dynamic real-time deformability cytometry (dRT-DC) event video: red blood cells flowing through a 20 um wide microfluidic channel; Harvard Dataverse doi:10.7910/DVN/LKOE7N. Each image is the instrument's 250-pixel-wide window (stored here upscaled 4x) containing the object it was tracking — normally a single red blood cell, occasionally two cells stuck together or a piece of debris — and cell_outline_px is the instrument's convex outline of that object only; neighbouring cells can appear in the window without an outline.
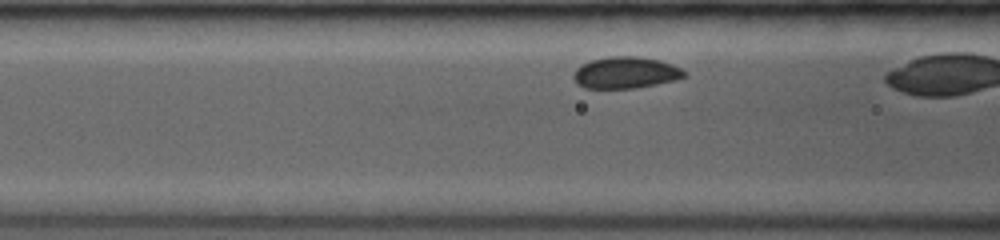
{"species": "common noctule bat (a hibernating species)", "species_latin": "Nyctalus noctula", "temperature_condition": "room temperature", "stored_images_in_passage": 13, "camera_frame_rate_fps": 3500, "um_per_image_px": 0.085, "animal": {"sex": "female", "body_mass_g": 19.0, "forearm_length_mm": 53.3}, "frame": {"image": 1, "passage_image": 8, "time_ms": 2.0, "image_size_px": [1000, 240], "cell_outline_px": [[688, 76], [676, 80], [636, 88], [584, 88], [576, 84], [572, 76], [576, 68], [580, 64], [592, 60], [608, 56], [640, 56], [660, 60], [672, 64], [688, 72]], "centroid_in_image_um": [53.19, 6.17], "position_along_channel_um": 113.4, "area_um2": 20.75}}